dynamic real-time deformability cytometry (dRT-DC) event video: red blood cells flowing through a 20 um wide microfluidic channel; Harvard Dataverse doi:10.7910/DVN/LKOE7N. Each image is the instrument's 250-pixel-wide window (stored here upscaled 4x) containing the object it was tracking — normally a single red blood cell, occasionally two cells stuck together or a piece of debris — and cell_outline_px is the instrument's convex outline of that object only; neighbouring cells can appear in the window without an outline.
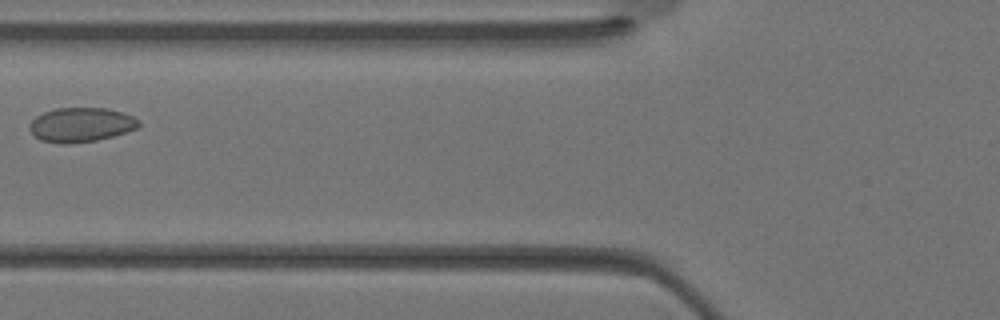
{"species": "Egyptian fruit bat (a non-hibernating species)", "species_latin": "Rousettus aegyptiacus", "temperature_condition": "warm", "stored_images_in_passage": 31, "camera_frame_rate_fps": 3000, "um_per_image_px": 0.085, "animal": {"sex": "female"}, "frame": {"image": 1, "passage_image": 10, "time_ms": 3.0, "image_size_px": [1000, 320], "cell_outline_px": [[140, 124], [136, 128], [112, 136], [96, 140], [64, 144], [60, 144], [40, 140], [28, 128], [32, 120], [36, 116], [44, 112], [56, 108], [108, 108], [124, 112], [140, 120]], "centroid_in_image_um": [6.88, 10.59], "position_along_channel_um": 118.9, "area_um2": 21.79}}
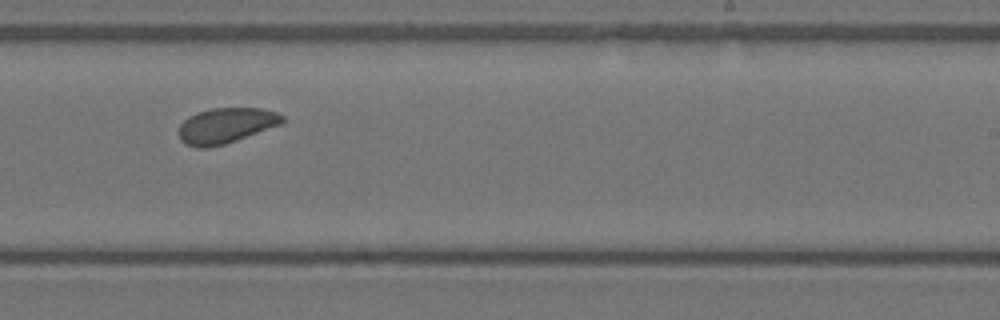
{"frame": {"image": 2, "passage_image": 18, "time_ms": 5.667, "image_size_px": [1000, 320], "cell_outline_px": [[284, 120], [280, 124], [236, 140], [224, 144], [208, 148], [196, 148], [180, 140], [180, 124], [188, 116], [196, 112], [212, 108], [260, 108], [276, 112], [284, 116]], "centroid_in_image_um": [19.18, 10.66], "position_along_channel_um": 269.8, "area_um2": 21.15}}
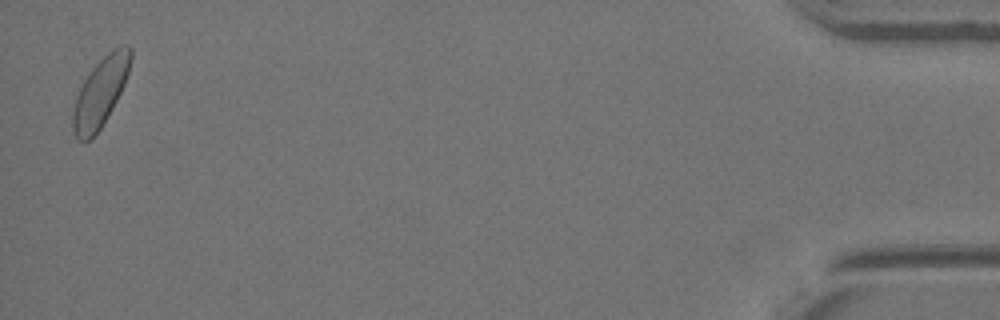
{"frame": {"image": 3, "passage_image": 31, "time_ms": 10.0, "image_size_px": [1000, 320], "cell_outline_px": [[132, 56], [128, 72], [124, 84], [108, 116], [92, 140], [80, 140], [72, 132], [72, 112], [76, 96], [84, 80], [92, 68], [108, 52], [124, 44], [128, 44], [132, 48]], "centroid_in_image_um": [8.52, 7.85], "position_along_channel_um": 426.7, "area_um2": 23.0}}